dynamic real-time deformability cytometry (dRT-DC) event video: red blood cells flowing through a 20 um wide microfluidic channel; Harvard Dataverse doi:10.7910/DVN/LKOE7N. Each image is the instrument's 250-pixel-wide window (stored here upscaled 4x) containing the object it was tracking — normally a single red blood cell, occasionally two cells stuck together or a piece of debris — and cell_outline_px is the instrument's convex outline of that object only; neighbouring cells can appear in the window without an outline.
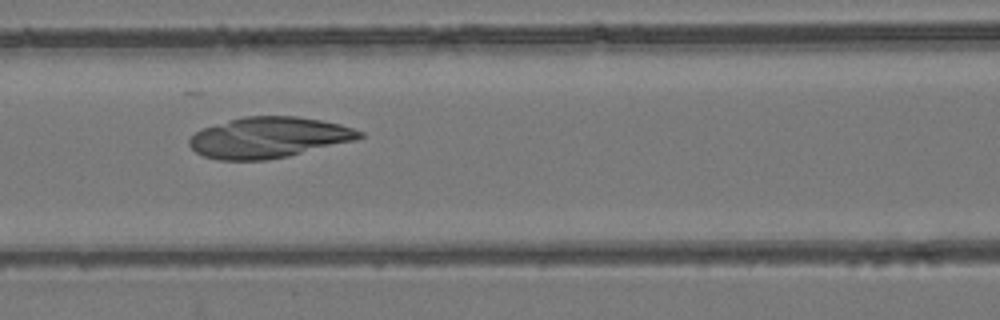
{"species": "common noctule bat (a hibernating species)", "species_latin": "Nyctalus noctula", "temperature_condition": "room temperature", "stored_images_in_passage": 24, "camera_frame_rate_fps": 3000, "um_per_image_px": 0.085, "animal": {"sex": "female", "body_mass_g": 24.6, "forearm_length_mm": 56.2}, "frame": {"image": 1, "passage_image": 8, "time_ms": 2.333, "image_size_px": [1000, 320], "cell_outline_px": [[364, 136], [356, 140], [288, 156], [264, 160], [220, 160], [204, 156], [196, 152], [188, 144], [188, 140], [200, 128], [228, 120], [244, 116], [296, 116], [320, 120], [340, 124], [364, 132]], "centroid_in_image_um": [22.83, 11.68], "position_along_channel_um": 143.8, "area_um2": 40.46}}
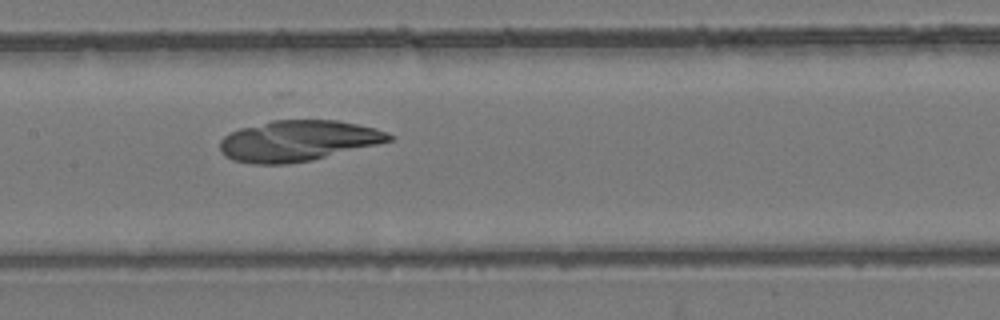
{"frame": {"image": 2, "passage_image": 11, "time_ms": 3.333, "image_size_px": [1000, 320], "cell_outline_px": [[392, 140], [312, 160], [288, 164], [252, 164], [232, 160], [224, 156], [220, 152], [220, 140], [224, 136], [240, 128], [272, 120], [336, 120], [376, 128], [388, 132], [392, 136]], "centroid_in_image_um": [25.28, 11.97], "position_along_channel_um": 182.1, "area_um2": 40.06}}